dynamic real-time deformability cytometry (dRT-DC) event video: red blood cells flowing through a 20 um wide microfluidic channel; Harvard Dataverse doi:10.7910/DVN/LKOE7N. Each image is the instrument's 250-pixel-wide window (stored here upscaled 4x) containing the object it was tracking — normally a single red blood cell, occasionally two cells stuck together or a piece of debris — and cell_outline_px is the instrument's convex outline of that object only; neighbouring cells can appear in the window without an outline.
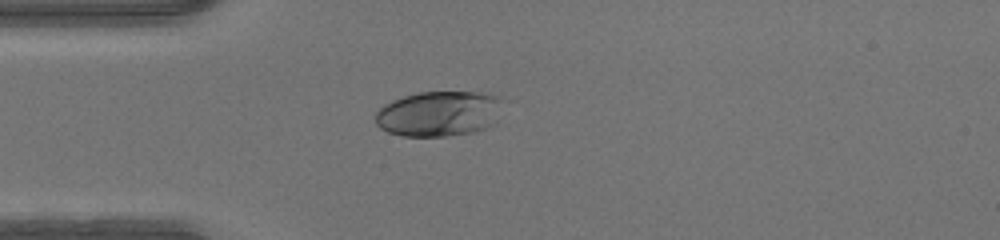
{"species": "human", "species_latin": "Homo sapiens", "temperature_condition": "warm", "stored_images_in_passage": 36, "camera_frame_rate_fps": 3000, "um_per_image_px": 0.085, "donor": {"sex": "male"}, "frame": {"image": 1, "passage_image": 1, "time_ms": 0.0, "image_size_px": [1000, 240], "cell_outline_px": [[500, 100], [496, 124], [472, 132], [444, 136], [404, 136], [388, 132], [380, 128], [376, 124], [376, 112], [384, 104], [392, 100], [404, 96], [420, 92], [480, 92], [500, 96]], "centroid_in_image_um": [37.29, 9.66], "position_along_channel_um": 47.7, "area_um2": 33.52}}
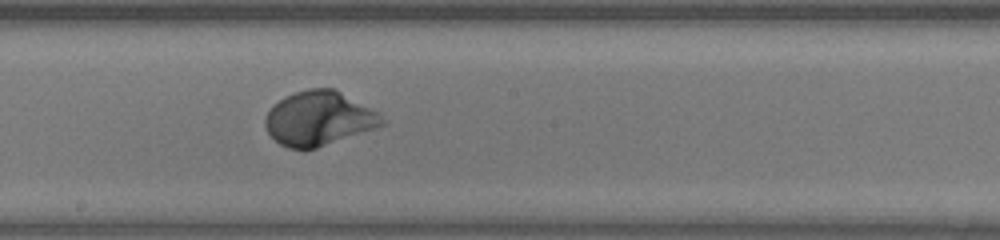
{"frame": {"image": 2, "passage_image": 14, "time_ms": 4.333, "image_size_px": [1000, 240], "cell_outline_px": [[388, 120], [384, 124], [376, 128], [304, 152], [288, 148], [280, 144], [268, 132], [264, 124], [264, 116], [272, 104], [284, 96], [308, 88], [336, 88], [380, 112]], "centroid_in_image_um": [27.12, 10.07], "position_along_channel_um": 221.1, "area_um2": 37.8}}
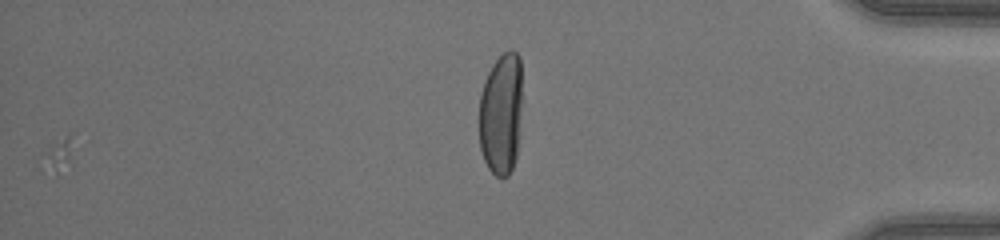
{"frame": {"image": 3, "passage_image": 28, "time_ms": 9.0, "image_size_px": [1000, 240], "cell_outline_px": [[520, 108], [516, 156], [512, 168], [508, 176], [500, 180], [488, 168], [484, 160], [480, 148], [480, 96], [484, 80], [492, 64], [508, 48], [512, 48], [520, 56]], "centroid_in_image_um": [42.57, 9.67], "position_along_channel_um": 392.6, "area_um2": 30.46}}